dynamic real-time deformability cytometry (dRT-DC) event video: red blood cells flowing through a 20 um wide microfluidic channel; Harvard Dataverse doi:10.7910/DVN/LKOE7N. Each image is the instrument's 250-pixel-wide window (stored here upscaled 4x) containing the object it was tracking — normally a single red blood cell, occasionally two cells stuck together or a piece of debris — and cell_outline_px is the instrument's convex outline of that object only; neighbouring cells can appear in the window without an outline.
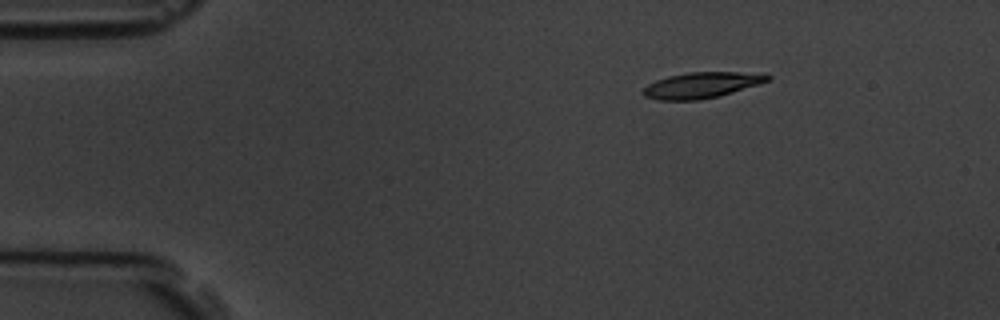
{"species": "common noctule bat (a hibernating species)", "species_latin": "Nyctalus noctula", "temperature_condition": "room temperature", "stored_images_in_passage": 3, "camera_frame_rate_fps": 3000, "um_per_image_px": 0.085, "animal": {"sex": "male", "body_mass_g": 19.5, "forearm_length_mm": 54.6}, "frame": {"image": 1, "passage_image": 1, "time_ms": 0.0, "image_size_px": [1000, 320], "cell_outline_px": [[772, 80], [760, 84], [720, 96], [700, 100], [656, 100], [644, 96], [640, 92], [648, 84], [656, 80], [668, 76], [688, 72], [736, 72], [772, 76]], "centroid_in_image_um": [59.6, 7.25], "position_along_channel_um": 25.4, "area_um2": 18.79}}